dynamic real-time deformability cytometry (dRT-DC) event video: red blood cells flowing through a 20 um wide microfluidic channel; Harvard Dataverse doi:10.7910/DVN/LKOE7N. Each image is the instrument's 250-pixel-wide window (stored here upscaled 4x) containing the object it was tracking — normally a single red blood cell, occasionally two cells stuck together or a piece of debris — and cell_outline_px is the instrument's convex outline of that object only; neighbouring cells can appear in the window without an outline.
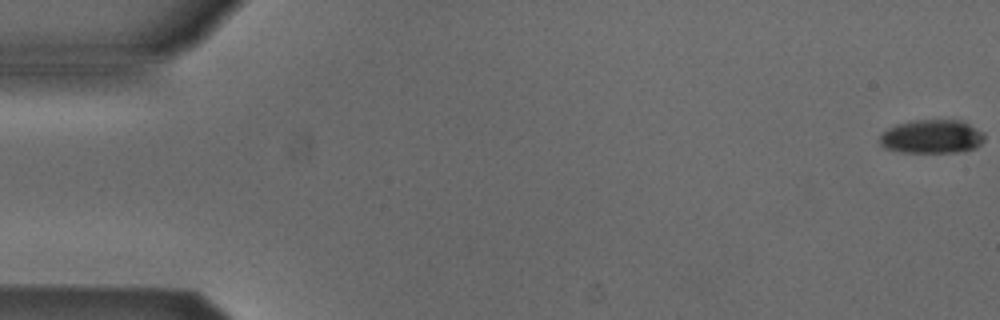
{"species": "Egyptian fruit bat (a non-hibernating species)", "species_latin": "Rousettus aegyptiacus", "temperature_condition": "cold", "stored_images_in_passage": 54, "camera_frame_rate_fps": 3000, "um_per_image_px": 0.085, "animal": {"sex": "male"}, "frame": {"image": 1, "passage_image": 1, "time_ms": 0.0, "image_size_px": [1000, 320], "cell_outline_px": [[984, 140], [976, 148], [956, 152], [896, 152], [884, 148], [880, 144], [880, 136], [888, 128], [896, 124], [912, 120], [964, 120], [984, 132]], "centroid_in_image_um": [79.21, 11.6], "position_along_channel_um": 5.8, "area_um2": 20.81}}
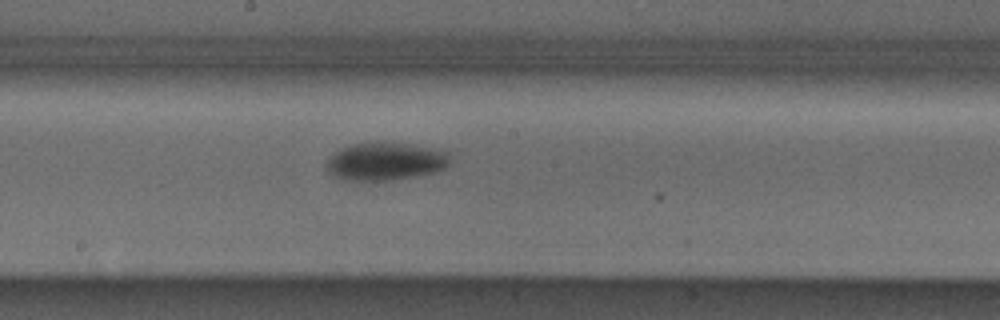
{"frame": {"image": 2, "passage_image": 29, "time_ms": 9.333, "image_size_px": [1000, 320], "cell_outline_px": [[448, 164], [444, 168], [436, 172], [416, 176], [392, 180], [344, 180], [332, 176], [324, 168], [324, 164], [336, 152], [352, 144], [384, 140], [448, 148]], "centroid_in_image_um": [32.81, 13.68], "position_along_channel_um": 215.4, "area_um2": 28.21}}
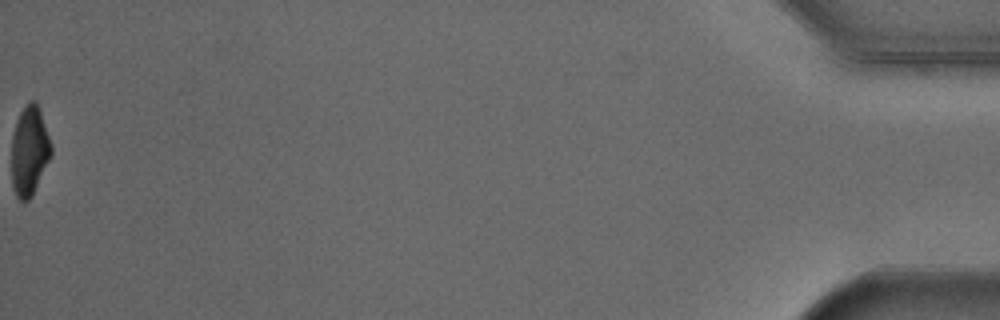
{"frame": {"image": 3, "passage_image": 54, "time_ms": 17.667, "image_size_px": [1000, 320], "cell_outline_px": [[52, 156], [32, 196], [28, 200], [20, 200], [16, 196], [12, 184], [12, 136], [16, 120], [24, 104], [28, 100], [36, 100], [52, 144]], "centroid_in_image_um": [2.51, 12.79], "position_along_channel_um": 432.7, "area_um2": 20.92}, "authors_computed_cell_mechanics": {"area_um2": 24.1893, "velocity_mm_per_s": 3.8943, "shape_relaxation_time_tau1_ms": 2.371, "shape_relaxation_time_tau2_ms": null, "deformation_change_tau1": 0.1251, "deformation_change_tau2": null}}